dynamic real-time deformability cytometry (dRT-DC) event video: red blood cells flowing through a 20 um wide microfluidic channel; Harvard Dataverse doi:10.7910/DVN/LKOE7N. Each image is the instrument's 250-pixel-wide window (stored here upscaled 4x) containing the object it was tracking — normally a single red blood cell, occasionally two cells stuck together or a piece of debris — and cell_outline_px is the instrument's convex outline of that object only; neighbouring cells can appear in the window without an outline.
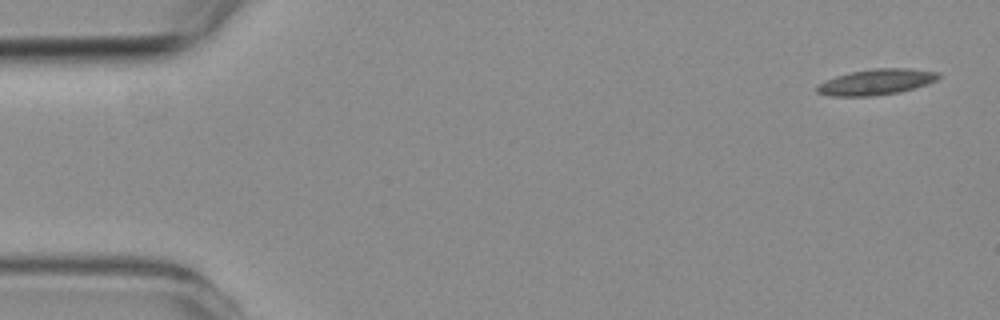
{"species": "common noctule bat (a hibernating species)", "species_latin": "Nyctalus noctula", "temperature_condition": "room temperature", "stored_images_in_passage": 4, "camera_frame_rate_fps": 3000, "um_per_image_px": 0.085, "animal": {"sex": "female", "body_mass_g": 19.3, "forearm_length_mm": 54.1}, "frame": {"image": 1, "passage_image": 1, "time_ms": 0.0, "image_size_px": [1000, 320], "cell_outline_px": [[940, 76], [936, 80], [900, 92], [872, 96], [832, 96], [816, 92], [816, 84], [836, 76], [852, 72], [872, 68], [912, 68], [940, 72]], "centroid_in_image_um": [74.46, 6.96], "position_along_channel_um": 10.5, "area_um2": 18.21}}
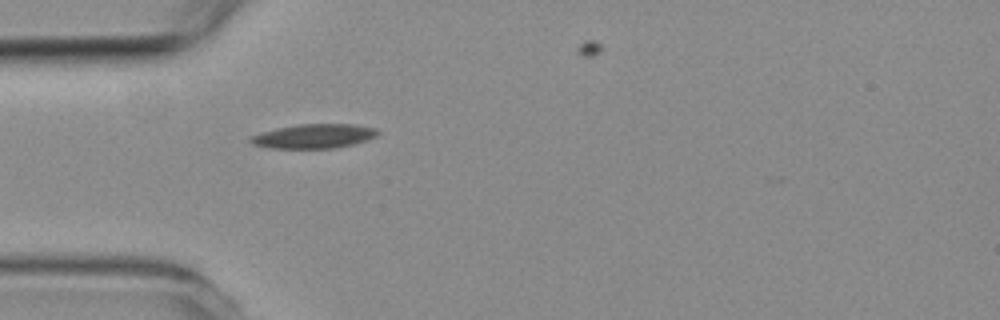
{"frame": {"image": 2, "passage_image": 4, "time_ms": 4.333, "image_size_px": [1000, 320], "cell_outline_px": [[380, 132], [376, 136], [352, 144], [336, 148], [268, 148], [252, 144], [248, 140], [252, 136], [276, 128], [300, 124], [352, 124], [376, 128]], "centroid_in_image_um": [26.68, 11.57], "position_along_channel_um": 58.3, "area_um2": 17.8}}